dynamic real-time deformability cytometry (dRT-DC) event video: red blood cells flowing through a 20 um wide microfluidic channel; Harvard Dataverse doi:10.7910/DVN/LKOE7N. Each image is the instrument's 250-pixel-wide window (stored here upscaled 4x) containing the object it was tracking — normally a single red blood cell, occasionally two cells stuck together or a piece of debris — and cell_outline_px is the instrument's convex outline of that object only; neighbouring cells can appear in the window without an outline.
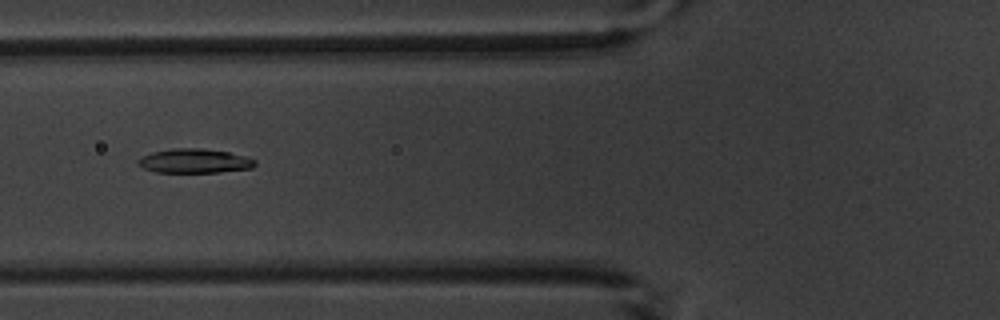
{"species": "common noctule bat (a hibernating species)", "species_latin": "Nyctalus noctula", "temperature_condition": "warm", "stored_images_in_passage": 7, "camera_frame_rate_fps": 3000, "um_per_image_px": 0.085, "animal": {"sex": "male", "body_mass_g": 20.1, "forearm_length_mm": 53.5}, "frame": {"image": 1, "passage_image": 4, "time_ms": 7.0, "image_size_px": [1000, 320], "cell_outline_px": [[256, 164], [252, 168], [220, 172], [156, 172], [144, 168], [136, 164], [136, 160], [152, 152], [172, 148], [200, 148], [228, 152], [248, 156], [256, 160]], "centroid_in_image_um": [16.55, 13.68], "position_along_channel_um": 109.3, "area_um2": 16.59}}
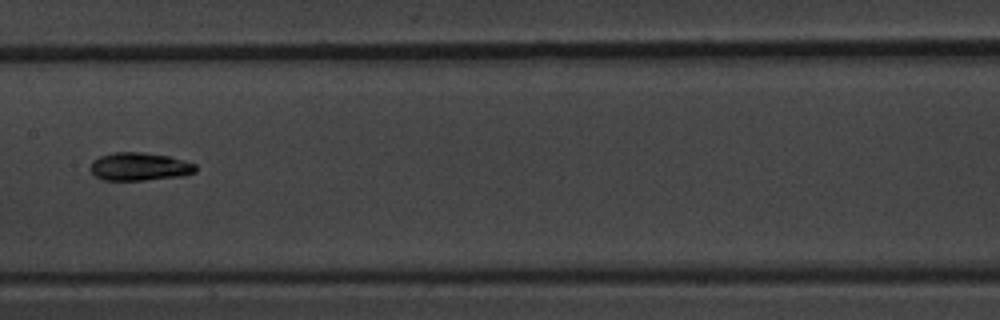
{"frame": {"image": 2, "passage_image": 6, "time_ms": 9.333, "image_size_px": [1000, 320], "cell_outline_px": [[196, 172], [184, 176], [144, 180], [104, 180], [96, 176], [88, 168], [92, 160], [100, 156], [112, 152], [140, 152], [168, 156], [196, 164]], "centroid_in_image_um": [11.83, 14.16], "position_along_channel_um": 195.6, "area_um2": 17.28}}
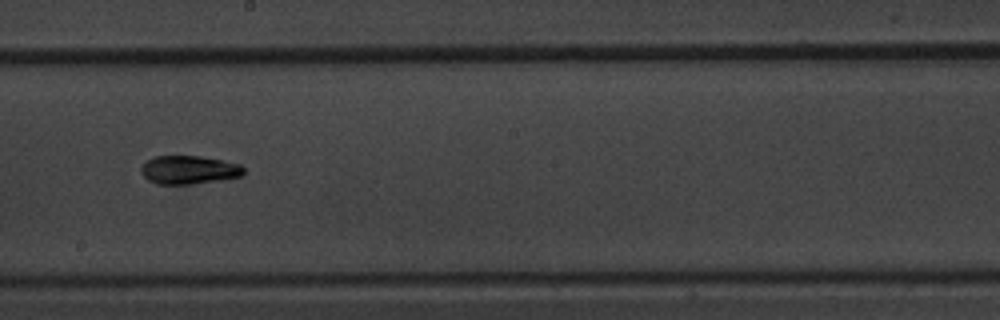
{"frame": {"image": 3, "passage_image": 7, "time_ms": 10.333, "image_size_px": [1000, 320], "cell_outline_px": [[244, 172], [240, 176], [220, 180], [192, 184], [156, 184], [148, 180], [140, 172], [140, 168], [148, 160], [156, 156], [200, 156], [240, 164], [244, 168]], "centroid_in_image_um": [16.04, 14.44], "position_along_channel_um": 232.2, "area_um2": 16.88}}